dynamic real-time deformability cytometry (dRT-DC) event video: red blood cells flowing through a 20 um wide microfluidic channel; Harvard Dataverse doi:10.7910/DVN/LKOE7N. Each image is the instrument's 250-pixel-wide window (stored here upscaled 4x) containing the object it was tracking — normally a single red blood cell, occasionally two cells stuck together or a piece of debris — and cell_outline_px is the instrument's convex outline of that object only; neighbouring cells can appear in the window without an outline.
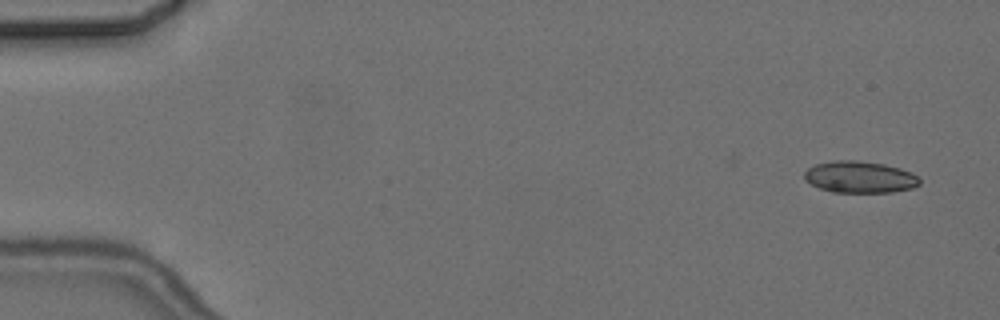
{"species": "common noctule bat (a hibernating species)", "species_latin": "Nyctalus noctula", "temperature_condition": "cold", "stored_images_in_passage": 5, "camera_frame_rate_fps": 3000, "um_per_image_px": 0.085, "animal": {"sex": "female", "body_mass_g": 24.6, "forearm_length_mm": 56.2}, "frame": {"image": 1, "passage_image": 1, "time_ms": 0.0, "image_size_px": [1000, 320], "cell_outline_px": [[920, 184], [912, 188], [892, 192], [832, 192], [820, 188], [804, 180], [804, 172], [808, 168], [816, 164], [836, 160], [856, 160], [884, 164], [900, 168], [912, 172], [920, 180]], "centroid_in_image_um": [73.08, 15.05], "position_along_channel_um": 11.9, "area_um2": 21.27}}
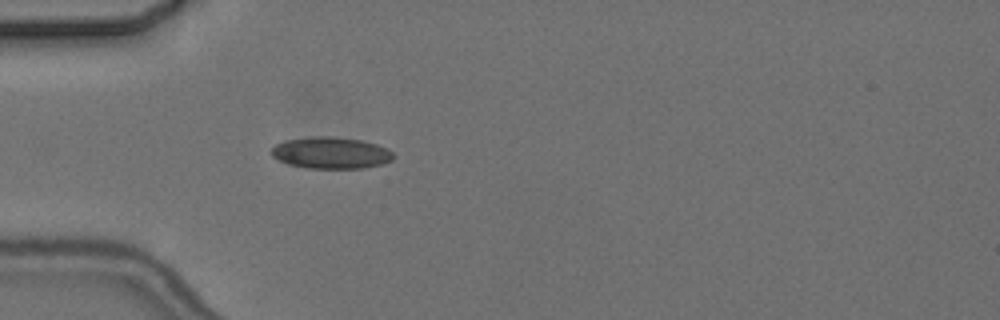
{"frame": {"image": 2, "passage_image": 5, "time_ms": 4.667, "image_size_px": [1000, 320], "cell_outline_px": [[392, 160], [384, 164], [364, 168], [308, 168], [288, 164], [272, 156], [272, 148], [276, 144], [284, 140], [316, 136], [332, 136], [360, 140], [376, 144], [388, 148], [392, 152]], "centroid_in_image_um": [28.14, 12.99], "position_along_channel_um": 56.9, "area_um2": 22.43}}